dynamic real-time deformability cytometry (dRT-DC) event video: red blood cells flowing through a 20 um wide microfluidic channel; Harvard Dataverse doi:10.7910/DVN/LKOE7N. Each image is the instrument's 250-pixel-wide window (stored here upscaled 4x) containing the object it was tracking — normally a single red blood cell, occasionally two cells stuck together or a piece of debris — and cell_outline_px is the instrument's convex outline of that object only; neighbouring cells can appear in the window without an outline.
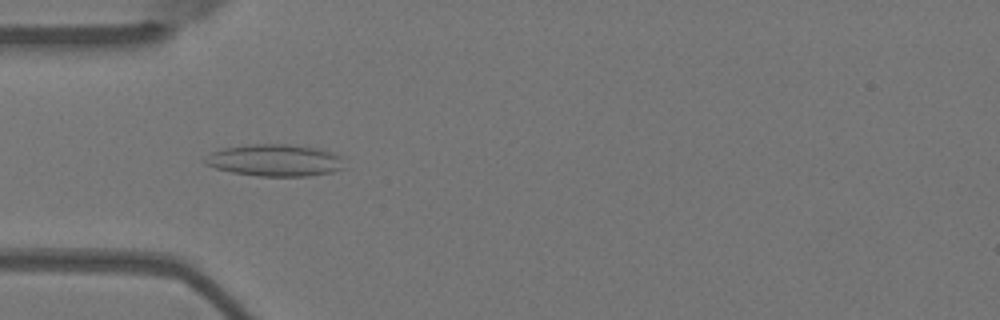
{"species": "Egyptian fruit bat (a non-hibernating species)", "species_latin": "Rousettus aegyptiacus", "temperature_condition": "warm", "stored_images_in_passage": 54, "camera_frame_rate_fps": 3000, "um_per_image_px": 0.085, "animal": {"sex": "female"}, "frame": {"image": 1, "passage_image": 16, "time_ms": 5.0, "image_size_px": [1000, 320], "cell_outline_px": [[348, 168], [332, 172], [312, 176], [256, 176], [232, 172], [216, 168], [204, 164], [204, 156], [212, 152], [224, 148], [248, 144], [288, 144], [316, 148], [332, 152], [340, 156]], "centroid_in_image_um": [23.4, 13.63], "position_along_channel_um": 61.6, "area_um2": 26.24}}
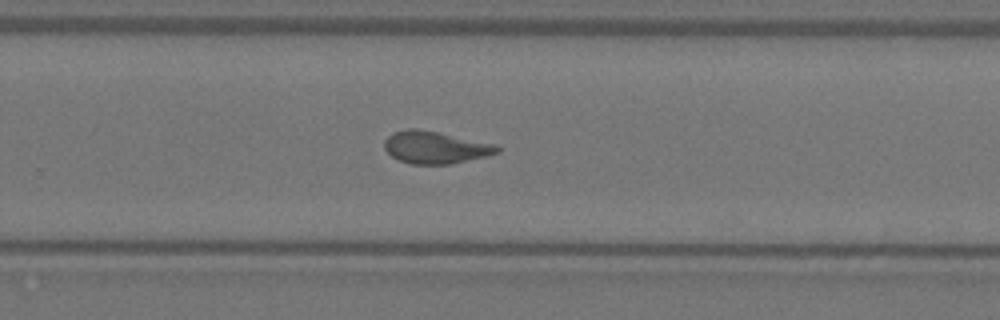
{"frame": {"image": 2, "passage_image": 35, "time_ms": 11.333, "image_size_px": [1000, 320], "cell_outline_px": [[500, 152], [452, 164], [412, 164], [400, 160], [392, 156], [384, 148], [384, 140], [392, 132], [408, 128], [416, 128], [496, 144], [500, 148]], "centroid_in_image_um": [36.98, 12.52], "position_along_channel_um": 292.8, "area_um2": 21.04}}
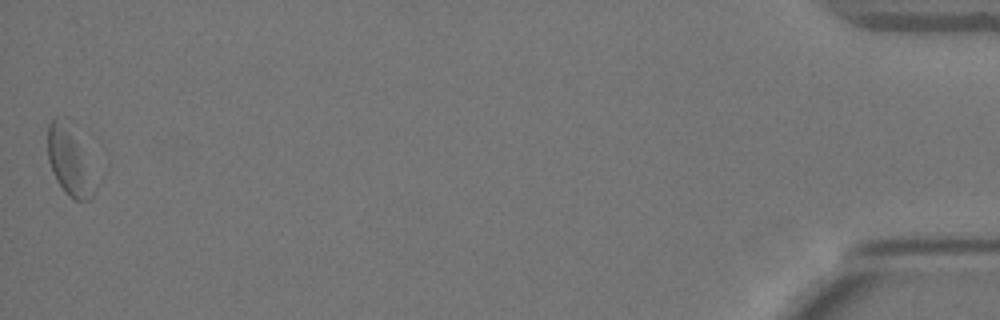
{"frame": {"image": 3, "passage_image": 54, "time_ms": 17.667, "image_size_px": [1000, 320], "cell_outline_px": [[96, 188], [92, 196], [88, 200], [72, 200], [64, 192], [56, 180], [52, 172], [48, 160], [48, 124], [56, 116], [68, 116], [72, 120]], "centroid_in_image_um": [5.86, 13.59], "position_along_channel_um": 429.3, "area_um2": 19.25}, "authors_computed_cell_mechanics": {"area_um2": 21.0103, "velocity_mm_per_s": 3.662, "shape_relaxation_time_tau1_ms": 7.5893, "shape_relaxation_time_tau2_ms": 2.2123, "deformation_change_tau1": 0.1448, "deformation_change_tau2": 0.1015}}